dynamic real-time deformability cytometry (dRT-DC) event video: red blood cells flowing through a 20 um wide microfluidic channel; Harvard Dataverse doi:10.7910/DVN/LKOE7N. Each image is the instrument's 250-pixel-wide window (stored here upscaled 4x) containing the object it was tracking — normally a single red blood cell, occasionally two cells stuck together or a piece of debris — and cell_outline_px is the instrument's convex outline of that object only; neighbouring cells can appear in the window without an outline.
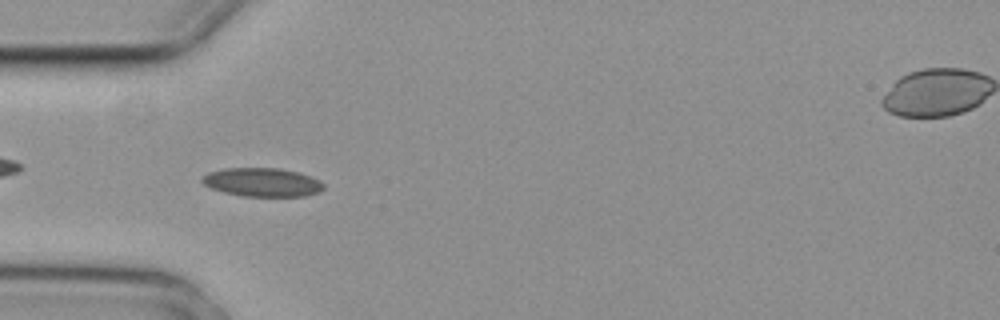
{"species": "common noctule bat (a hibernating species)", "species_latin": "Nyctalus noctula", "temperature_condition": "cold", "stored_images_in_passage": 6, "camera_frame_rate_fps": 3000, "um_per_image_px": 0.085, "animal": {"sex": "female", "body_mass_g": 29.2, "forearm_length_mm": 56.3}, "frame": {"image": 1, "passage_image": 4, "time_ms": 1.0, "image_size_px": [1000, 320], "cell_outline_px": [[324, 188], [320, 192], [304, 196], [244, 196], [224, 192], [212, 188], [204, 184], [200, 180], [200, 176], [208, 172], [224, 168], [280, 168], [296, 172], [320, 180], [324, 184]], "centroid_in_image_um": [22.27, 15.49], "position_along_channel_um": 62.7, "area_um2": 20.29}}
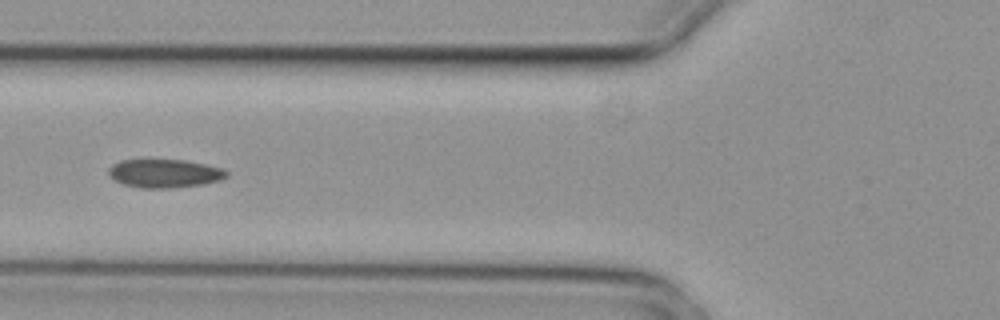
{"frame": {"image": 2, "passage_image": 5, "time_ms": 1.333, "image_size_px": [1000, 320], "cell_outline_px": [[228, 176], [220, 180], [204, 184], [172, 188], [140, 188], [124, 184], [116, 180], [108, 172], [108, 168], [112, 164], [120, 160], [184, 160], [224, 168], [228, 172]], "centroid_in_image_um": [14.02, 14.74], "position_along_channel_um": 111.8, "area_um2": 19.54}}
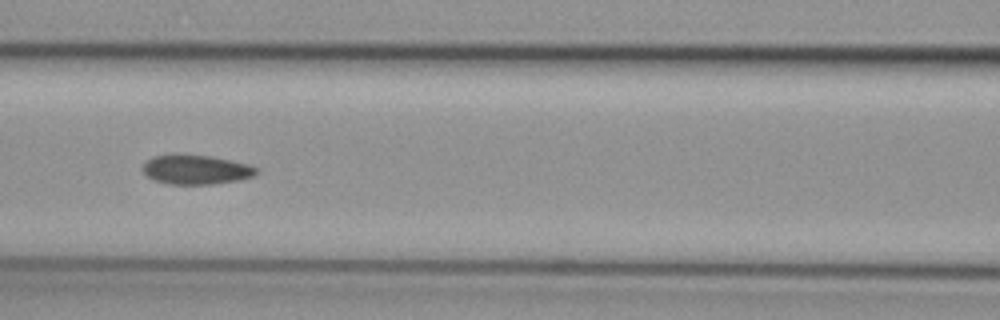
{"frame": {"image": 3, "passage_image": 6, "time_ms": 1.667, "image_size_px": [1000, 320], "cell_outline_px": [[260, 172], [256, 176], [240, 180], [212, 184], [168, 184], [152, 180], [144, 176], [140, 168], [152, 156], [172, 152], [180, 152], [212, 156], [248, 164], [260, 168]], "centroid_in_image_um": [16.63, 14.39], "position_along_channel_um": 150.0, "area_um2": 20.52}}